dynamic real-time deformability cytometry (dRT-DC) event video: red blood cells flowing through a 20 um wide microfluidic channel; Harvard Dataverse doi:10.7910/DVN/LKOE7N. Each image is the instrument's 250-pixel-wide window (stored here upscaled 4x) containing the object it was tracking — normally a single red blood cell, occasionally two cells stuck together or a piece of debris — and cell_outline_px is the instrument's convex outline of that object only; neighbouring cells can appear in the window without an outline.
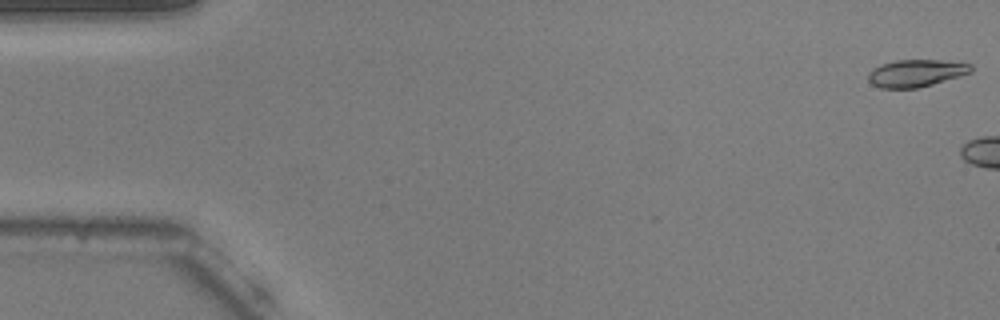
{"species": "common noctule bat (a hibernating species)", "species_latin": "Nyctalus noctula", "temperature_condition": "warm", "stored_images_in_passage": 5, "camera_frame_rate_fps": 3000, "um_per_image_px": 0.085, "animal": {"sex": "male", "body_mass_g": 20.5, "forearm_length_mm": 52.5}, "frame": {"image": 1, "passage_image": 1, "time_ms": 0.0, "image_size_px": [1000, 320], "cell_outline_px": [[972, 72], [960, 76], [920, 88], [880, 88], [872, 84], [868, 80], [868, 72], [872, 68], [880, 64], [896, 60], [940, 60], [972, 64]], "centroid_in_image_um": [77.84, 6.22], "position_along_channel_um": 7.2, "area_um2": 16.47}}